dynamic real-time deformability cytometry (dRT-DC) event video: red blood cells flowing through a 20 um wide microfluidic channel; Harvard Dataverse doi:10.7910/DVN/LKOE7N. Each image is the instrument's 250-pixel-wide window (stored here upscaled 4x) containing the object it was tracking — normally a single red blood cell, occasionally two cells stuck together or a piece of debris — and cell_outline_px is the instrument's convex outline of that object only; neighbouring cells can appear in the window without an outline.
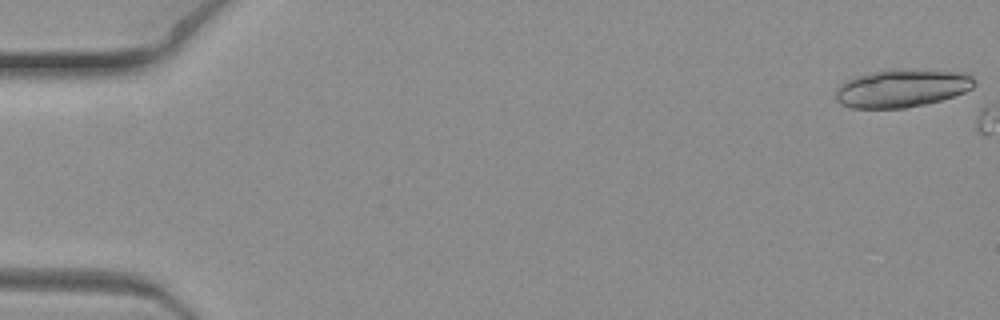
{"species": "common noctule bat (a hibernating species)", "species_latin": "Nyctalus noctula", "temperature_condition": "warm", "stored_images_in_passage": 2, "camera_frame_rate_fps": 3000, "um_per_image_px": 0.085, "animal": {"sex": "female", "body_mass_g": 19.3, "forearm_length_mm": 54.1}, "frame": {"image": 1, "passage_image": 1, "time_ms": 0.0, "image_size_px": [1000, 320], "cell_outline_px": [[976, 84], [972, 88], [964, 92], [940, 100], [924, 104], [904, 108], [848, 108], [840, 104], [836, 100], [836, 88], [844, 80], [852, 76], [888, 68], [892, 68], [964, 72], [972, 76], [976, 80]], "centroid_in_image_um": [76.61, 7.48], "position_along_channel_um": 8.4, "area_um2": 31.21}}